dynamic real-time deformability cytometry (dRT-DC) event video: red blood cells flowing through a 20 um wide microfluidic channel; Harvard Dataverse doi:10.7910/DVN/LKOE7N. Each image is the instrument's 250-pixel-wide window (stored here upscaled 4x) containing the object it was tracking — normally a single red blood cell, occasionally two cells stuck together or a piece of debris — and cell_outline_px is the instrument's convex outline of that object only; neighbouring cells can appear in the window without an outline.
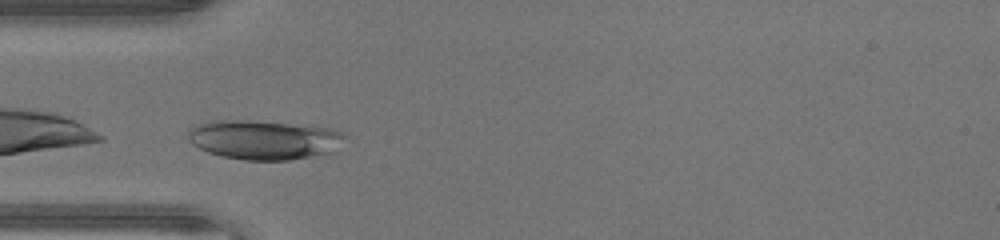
{"species": "human", "species_latin": "Homo sapiens", "temperature_condition": "warm", "stored_images_in_passage": 32, "camera_frame_rate_fps": 3000, "um_per_image_px": 0.085, "donor": {"sex": "male"}, "frame": {"image": 1, "passage_image": 1, "time_ms": 0.0, "image_size_px": [1000, 240], "cell_outline_px": [[344, 136], [332, 152], [288, 160], [244, 160], [224, 156], [208, 152], [192, 144], [188, 140], [188, 128], [212, 120], [248, 120], [332, 128], [344, 132]], "centroid_in_image_um": [22.38, 11.87], "position_along_channel_um": 62.6, "area_um2": 35.55}}
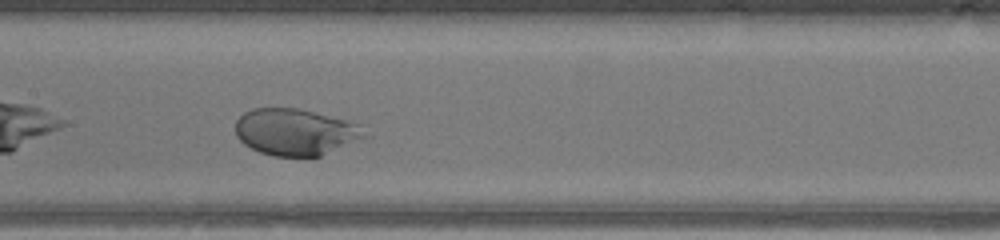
{"frame": {"image": 2, "passage_image": 10, "time_ms": 3.0, "image_size_px": [1000, 240], "cell_outline_px": [[368, 136], [320, 156], [272, 156], [260, 152], [244, 144], [236, 136], [236, 120], [244, 112], [252, 108], [300, 108], [348, 120], [360, 124]], "centroid_in_image_um": [25.11, 11.2], "position_along_channel_um": 182.3, "area_um2": 35.14}}
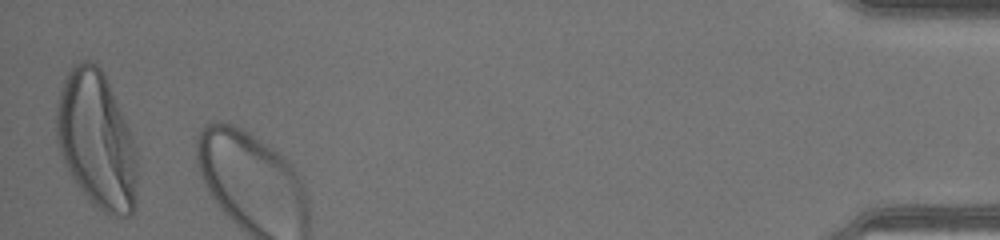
{"frame": {"image": 3, "passage_image": 32, "time_ms": 10.333, "image_size_px": [1000, 240], "cell_outline_px": [[136, 208], [132, 216], [112, 216], [104, 212], [92, 204], [76, 184], [64, 160], [56, 140], [56, 108], [60, 88], [72, 64], [80, 60], [92, 60], [104, 72], [108, 80], [132, 136], [136, 152]], "centroid_in_image_um": [8.21, 11.91], "position_along_channel_um": 427.0, "area_um2": 64.74}}